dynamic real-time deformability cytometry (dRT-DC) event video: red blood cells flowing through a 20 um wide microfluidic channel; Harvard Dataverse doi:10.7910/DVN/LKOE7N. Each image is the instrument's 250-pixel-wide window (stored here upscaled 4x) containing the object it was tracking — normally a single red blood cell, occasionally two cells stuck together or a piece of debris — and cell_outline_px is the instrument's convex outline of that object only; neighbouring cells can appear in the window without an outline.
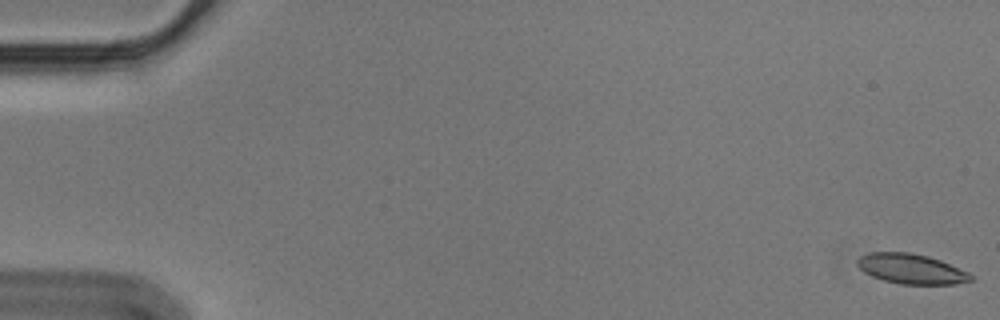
{"species": "Egyptian fruit bat (a non-hibernating species)", "species_latin": "Rousettus aegyptiacus", "temperature_condition": "cold", "stored_images_in_passage": 15, "camera_frame_rate_fps": 3000, "um_per_image_px": 0.085, "animal": {"sex": "male"}, "frame": {"image": 1, "passage_image": 1, "time_ms": 0.0, "image_size_px": [1000, 320], "cell_outline_px": [[972, 280], [956, 284], [900, 284], [884, 280], [872, 276], [864, 272], [856, 264], [856, 260], [860, 256], [868, 252], [908, 252], [928, 256], [940, 260], [968, 272], [972, 276]], "centroid_in_image_um": [77.42, 22.85], "position_along_channel_um": 7.6, "area_um2": 19.77}}